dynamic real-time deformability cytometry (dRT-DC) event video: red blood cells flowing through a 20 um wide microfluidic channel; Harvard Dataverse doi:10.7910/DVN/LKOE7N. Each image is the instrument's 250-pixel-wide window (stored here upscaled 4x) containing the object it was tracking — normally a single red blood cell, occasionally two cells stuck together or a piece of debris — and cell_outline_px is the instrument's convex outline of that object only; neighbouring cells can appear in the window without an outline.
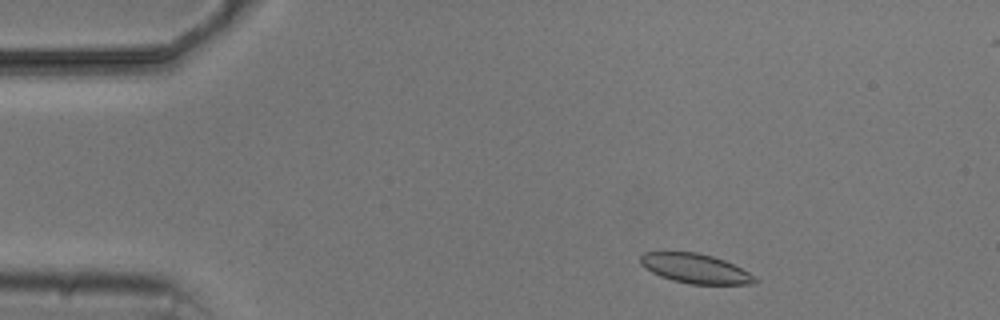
{"species": "common noctule bat (a hibernating species)", "species_latin": "Nyctalus noctula", "temperature_condition": "cold", "stored_images_in_passage": 4, "camera_frame_rate_fps": 3000, "um_per_image_px": 0.085, "animal": {"sex": "male", "body_mass_g": 20.5, "forearm_length_mm": 52.5}, "frame": {"image": 1, "passage_image": 1, "time_ms": 0.0, "image_size_px": [1000, 320], "cell_outline_px": [[760, 280], [756, 284], [688, 284], [672, 280], [660, 276], [644, 268], [640, 264], [640, 256], [644, 252], [696, 252], [712, 256], [724, 260], [748, 272]], "centroid_in_image_um": [59.09, 22.83], "position_along_channel_um": 25.9, "area_um2": 19.71}}